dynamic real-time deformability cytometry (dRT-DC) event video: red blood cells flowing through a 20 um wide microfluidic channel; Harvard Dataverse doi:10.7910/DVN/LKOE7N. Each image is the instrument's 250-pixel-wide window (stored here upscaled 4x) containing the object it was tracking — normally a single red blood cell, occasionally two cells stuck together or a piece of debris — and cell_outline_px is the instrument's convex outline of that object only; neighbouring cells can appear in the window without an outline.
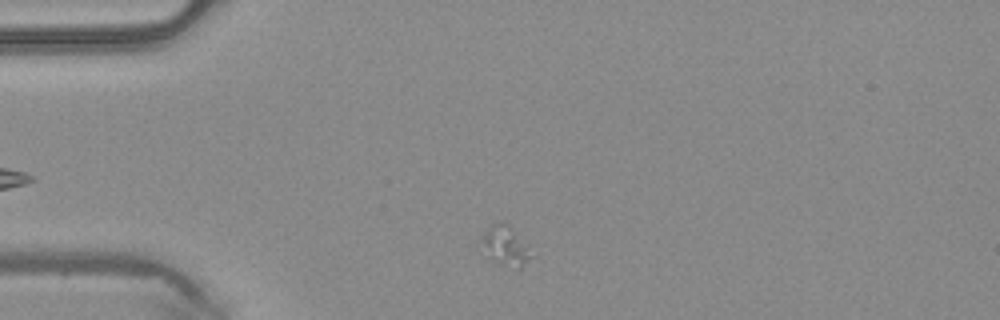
{"species": "common noctule bat (a hibernating species)", "species_latin": "Nyctalus noctula", "temperature_condition": "warm", "stored_images_in_passage": 30, "camera_frame_rate_fps": 3000, "um_per_image_px": 0.085, "animal": {"sex": "male", "body_mass_g": 20.4}, "frame": {"image": 1, "passage_image": 3, "time_ms": 0.667, "image_size_px": [1000, 320], "cell_outline_px": [[532, 256], [520, 268], [516, 268], [500, 264], [484, 256], [484, 236], [488, 228], [492, 224], [504, 224], [524, 244]], "centroid_in_image_um": [42.92, 20.99], "position_along_channel_um": 42.1, "area_um2": 10.35}}
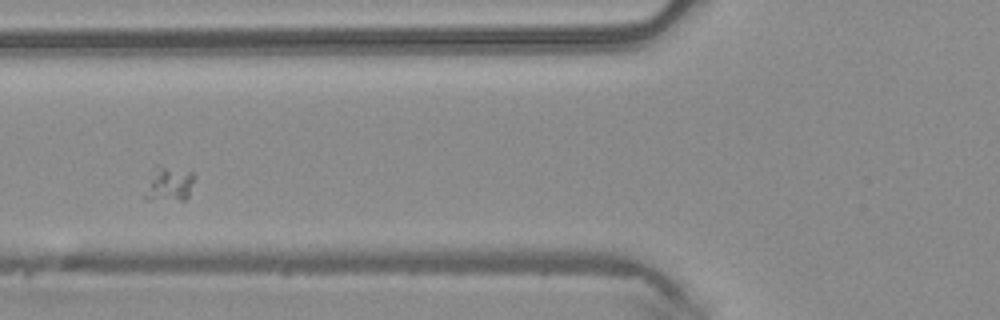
{"frame": {"image": 2, "passage_image": 10, "time_ms": 3.0, "image_size_px": [1000, 320], "cell_outline_px": [[196, 176], [188, 196], [184, 200], [148, 200], [140, 196], [156, 164], [196, 172]], "centroid_in_image_um": [14.33, 15.63], "position_along_channel_um": 111.5, "area_um2": 10.58}}
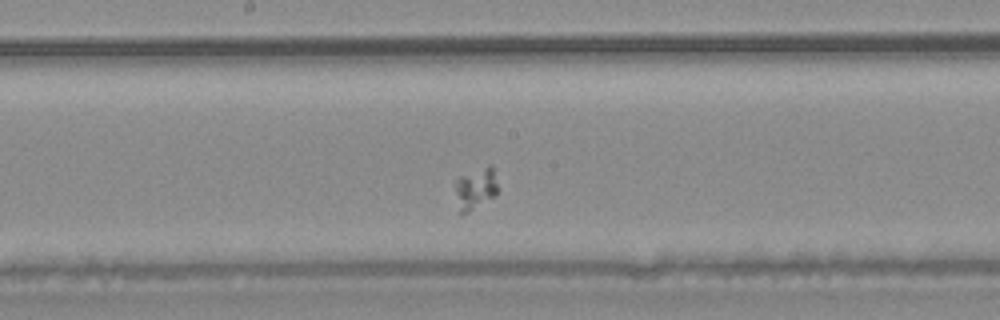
{"frame": {"image": 3, "passage_image": 17, "time_ms": 5.333, "image_size_px": [1000, 320], "cell_outline_px": [[496, 196], [468, 212], [460, 216], [456, 192], [456, 180], [460, 176], [488, 164], [492, 164], [496, 184]], "centroid_in_image_um": [40.42, 16.02], "position_along_channel_um": 207.8, "area_um2": 10.23}}